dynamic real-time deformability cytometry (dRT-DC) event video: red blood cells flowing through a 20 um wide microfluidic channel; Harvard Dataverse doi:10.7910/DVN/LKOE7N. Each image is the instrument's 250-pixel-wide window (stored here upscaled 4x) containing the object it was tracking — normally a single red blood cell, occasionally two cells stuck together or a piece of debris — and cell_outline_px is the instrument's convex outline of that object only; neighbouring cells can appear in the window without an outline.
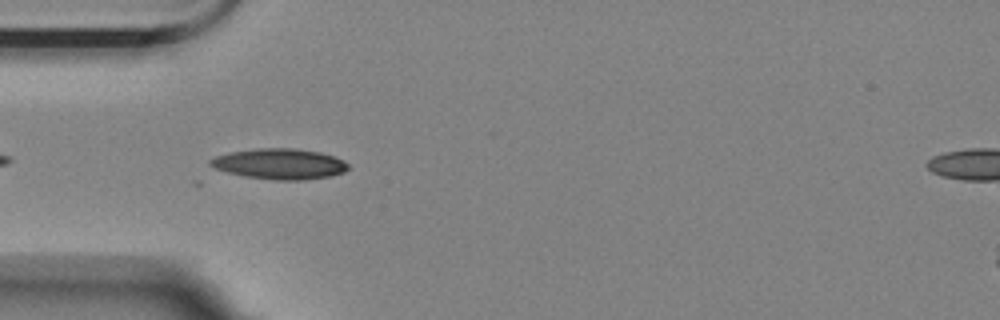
{"species": "Egyptian fruit bat (a non-hibernating species)", "species_latin": "Rousettus aegyptiacus", "temperature_condition": "room temperature", "stored_images_in_passage": 34, "camera_frame_rate_fps": 3000, "um_per_image_px": 0.085, "animal": {"sex": "female"}, "frame": {"image": 1, "passage_image": 3, "time_ms": 0.667, "image_size_px": [1000, 320], "cell_outline_px": [[348, 168], [344, 172], [332, 176], [304, 180], [272, 180], [244, 176], [228, 172], [216, 168], [208, 164], [208, 160], [216, 156], [228, 152], [256, 148], [296, 148], [320, 152], [344, 160], [348, 164]], "centroid_in_image_um": [23.77, 13.93], "position_along_channel_um": 61.2, "area_um2": 24.74}}
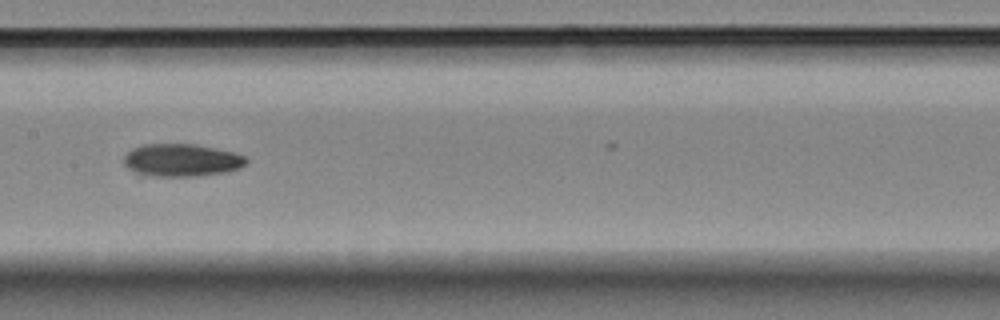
{"frame": {"image": 2, "passage_image": 14, "time_ms": 4.333, "image_size_px": [1000, 320], "cell_outline_px": [[248, 160], [240, 168], [224, 172], [192, 176], [144, 176], [128, 168], [124, 164], [124, 156], [132, 148], [144, 144], [196, 144], [216, 148], [232, 152], [244, 156]], "centroid_in_image_um": [15.4, 13.61], "position_along_channel_um": 192.0, "area_um2": 23.18}}
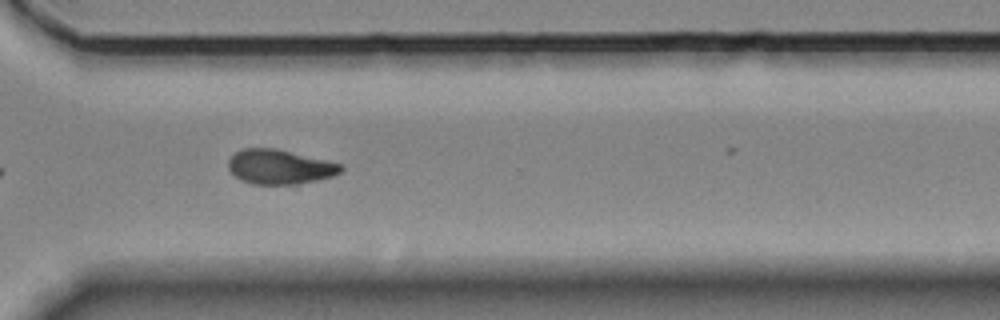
{"frame": {"image": 3, "passage_image": 27, "time_ms": 8.667, "image_size_px": [1000, 320], "cell_outline_px": [[344, 168], [340, 172], [332, 176], [316, 180], [296, 184], [252, 184], [240, 180], [228, 168], [228, 160], [236, 152], [244, 148], [276, 148], [340, 164]], "centroid_in_image_um": [23.73, 14.18], "position_along_channel_um": 346.9, "area_um2": 22.37}, "authors_computed_cell_mechanics": {"area_um2": 23.3512, "velocity_mm_per_s": 3.5719, "shape_relaxation_time_tau1_ms": 5.0157, "shape_relaxation_time_tau2_ms": 8.2438, "deformation_change_tau1": 0.1471, "deformation_change_tau2": 0.1335}}